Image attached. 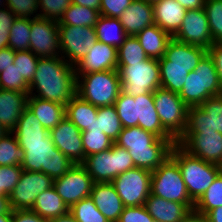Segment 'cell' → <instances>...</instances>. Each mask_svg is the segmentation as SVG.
<instances>
[{"mask_svg": "<svg viewBox=\"0 0 222 222\" xmlns=\"http://www.w3.org/2000/svg\"><path fill=\"white\" fill-rule=\"evenodd\" d=\"M29 95L66 106L76 95L75 67L61 56L39 57Z\"/></svg>", "mask_w": 222, "mask_h": 222, "instance_id": "cell-1", "label": "cell"}, {"mask_svg": "<svg viewBox=\"0 0 222 222\" xmlns=\"http://www.w3.org/2000/svg\"><path fill=\"white\" fill-rule=\"evenodd\" d=\"M114 144L129 151L135 167L154 171L170 157L176 140L162 139L134 126L123 128Z\"/></svg>", "mask_w": 222, "mask_h": 222, "instance_id": "cell-2", "label": "cell"}, {"mask_svg": "<svg viewBox=\"0 0 222 222\" xmlns=\"http://www.w3.org/2000/svg\"><path fill=\"white\" fill-rule=\"evenodd\" d=\"M25 156L21 167L25 171L43 172L53 180L63 176L74 163L61 153L49 134L43 141L18 142Z\"/></svg>", "mask_w": 222, "mask_h": 222, "instance_id": "cell-3", "label": "cell"}, {"mask_svg": "<svg viewBox=\"0 0 222 222\" xmlns=\"http://www.w3.org/2000/svg\"><path fill=\"white\" fill-rule=\"evenodd\" d=\"M170 157L178 164L188 195L196 203L220 174V165L196 158L178 144L172 147Z\"/></svg>", "mask_w": 222, "mask_h": 222, "instance_id": "cell-4", "label": "cell"}, {"mask_svg": "<svg viewBox=\"0 0 222 222\" xmlns=\"http://www.w3.org/2000/svg\"><path fill=\"white\" fill-rule=\"evenodd\" d=\"M121 91L118 70L76 73V94L98 108L114 105Z\"/></svg>", "mask_w": 222, "mask_h": 222, "instance_id": "cell-5", "label": "cell"}, {"mask_svg": "<svg viewBox=\"0 0 222 222\" xmlns=\"http://www.w3.org/2000/svg\"><path fill=\"white\" fill-rule=\"evenodd\" d=\"M222 95V87L212 57L207 53L187 75L179 93L182 101L188 106H200L208 98Z\"/></svg>", "mask_w": 222, "mask_h": 222, "instance_id": "cell-6", "label": "cell"}, {"mask_svg": "<svg viewBox=\"0 0 222 222\" xmlns=\"http://www.w3.org/2000/svg\"><path fill=\"white\" fill-rule=\"evenodd\" d=\"M82 165L94 183L112 182L119 174L135 168L129 151L116 144L110 149L87 156Z\"/></svg>", "mask_w": 222, "mask_h": 222, "instance_id": "cell-7", "label": "cell"}, {"mask_svg": "<svg viewBox=\"0 0 222 222\" xmlns=\"http://www.w3.org/2000/svg\"><path fill=\"white\" fill-rule=\"evenodd\" d=\"M151 194L168 201L185 204L194 210L195 203L190 199L178 164L168 157L151 174Z\"/></svg>", "mask_w": 222, "mask_h": 222, "instance_id": "cell-8", "label": "cell"}, {"mask_svg": "<svg viewBox=\"0 0 222 222\" xmlns=\"http://www.w3.org/2000/svg\"><path fill=\"white\" fill-rule=\"evenodd\" d=\"M122 91L127 95H139L154 92L161 87L160 68L157 59L148 58L141 63L117 65Z\"/></svg>", "mask_w": 222, "mask_h": 222, "instance_id": "cell-9", "label": "cell"}, {"mask_svg": "<svg viewBox=\"0 0 222 222\" xmlns=\"http://www.w3.org/2000/svg\"><path fill=\"white\" fill-rule=\"evenodd\" d=\"M154 105L163 128L177 141L185 132L188 106L178 93L158 88L153 92Z\"/></svg>", "mask_w": 222, "mask_h": 222, "instance_id": "cell-10", "label": "cell"}, {"mask_svg": "<svg viewBox=\"0 0 222 222\" xmlns=\"http://www.w3.org/2000/svg\"><path fill=\"white\" fill-rule=\"evenodd\" d=\"M151 174L144 168H132L119 174L111 183L125 207L142 206L151 194Z\"/></svg>", "mask_w": 222, "mask_h": 222, "instance_id": "cell-11", "label": "cell"}, {"mask_svg": "<svg viewBox=\"0 0 222 222\" xmlns=\"http://www.w3.org/2000/svg\"><path fill=\"white\" fill-rule=\"evenodd\" d=\"M61 57L74 67L97 41L94 27L58 25Z\"/></svg>", "mask_w": 222, "mask_h": 222, "instance_id": "cell-12", "label": "cell"}, {"mask_svg": "<svg viewBox=\"0 0 222 222\" xmlns=\"http://www.w3.org/2000/svg\"><path fill=\"white\" fill-rule=\"evenodd\" d=\"M53 186V179L43 172L23 170L18 183L9 195L12 210H31L37 195Z\"/></svg>", "mask_w": 222, "mask_h": 222, "instance_id": "cell-13", "label": "cell"}, {"mask_svg": "<svg viewBox=\"0 0 222 222\" xmlns=\"http://www.w3.org/2000/svg\"><path fill=\"white\" fill-rule=\"evenodd\" d=\"M93 184V179L82 164H74L63 176L53 180L54 188L68 208L90 197Z\"/></svg>", "mask_w": 222, "mask_h": 222, "instance_id": "cell-14", "label": "cell"}, {"mask_svg": "<svg viewBox=\"0 0 222 222\" xmlns=\"http://www.w3.org/2000/svg\"><path fill=\"white\" fill-rule=\"evenodd\" d=\"M202 132L222 134V95L208 98L200 106L188 107L184 133Z\"/></svg>", "mask_w": 222, "mask_h": 222, "instance_id": "cell-15", "label": "cell"}, {"mask_svg": "<svg viewBox=\"0 0 222 222\" xmlns=\"http://www.w3.org/2000/svg\"><path fill=\"white\" fill-rule=\"evenodd\" d=\"M176 144L196 158L222 165V134L218 132L183 133Z\"/></svg>", "mask_w": 222, "mask_h": 222, "instance_id": "cell-16", "label": "cell"}, {"mask_svg": "<svg viewBox=\"0 0 222 222\" xmlns=\"http://www.w3.org/2000/svg\"><path fill=\"white\" fill-rule=\"evenodd\" d=\"M30 35V51L36 56H61L58 22L43 17L32 18Z\"/></svg>", "mask_w": 222, "mask_h": 222, "instance_id": "cell-17", "label": "cell"}, {"mask_svg": "<svg viewBox=\"0 0 222 222\" xmlns=\"http://www.w3.org/2000/svg\"><path fill=\"white\" fill-rule=\"evenodd\" d=\"M173 38L208 50L213 45V40L205 9L187 10L182 25Z\"/></svg>", "mask_w": 222, "mask_h": 222, "instance_id": "cell-18", "label": "cell"}, {"mask_svg": "<svg viewBox=\"0 0 222 222\" xmlns=\"http://www.w3.org/2000/svg\"><path fill=\"white\" fill-rule=\"evenodd\" d=\"M49 134L56 148L74 164L85 161L82 132L68 118L65 117Z\"/></svg>", "mask_w": 222, "mask_h": 222, "instance_id": "cell-19", "label": "cell"}, {"mask_svg": "<svg viewBox=\"0 0 222 222\" xmlns=\"http://www.w3.org/2000/svg\"><path fill=\"white\" fill-rule=\"evenodd\" d=\"M117 48L96 41L89 52L75 66L76 73L117 70Z\"/></svg>", "mask_w": 222, "mask_h": 222, "instance_id": "cell-20", "label": "cell"}, {"mask_svg": "<svg viewBox=\"0 0 222 222\" xmlns=\"http://www.w3.org/2000/svg\"><path fill=\"white\" fill-rule=\"evenodd\" d=\"M127 36H136L154 24L153 4L144 0H133L118 17Z\"/></svg>", "mask_w": 222, "mask_h": 222, "instance_id": "cell-21", "label": "cell"}, {"mask_svg": "<svg viewBox=\"0 0 222 222\" xmlns=\"http://www.w3.org/2000/svg\"><path fill=\"white\" fill-rule=\"evenodd\" d=\"M29 93L0 89V124L13 132L22 112L27 108Z\"/></svg>", "mask_w": 222, "mask_h": 222, "instance_id": "cell-22", "label": "cell"}, {"mask_svg": "<svg viewBox=\"0 0 222 222\" xmlns=\"http://www.w3.org/2000/svg\"><path fill=\"white\" fill-rule=\"evenodd\" d=\"M90 197L109 222L119 220L125 206L111 182L94 183Z\"/></svg>", "mask_w": 222, "mask_h": 222, "instance_id": "cell-23", "label": "cell"}, {"mask_svg": "<svg viewBox=\"0 0 222 222\" xmlns=\"http://www.w3.org/2000/svg\"><path fill=\"white\" fill-rule=\"evenodd\" d=\"M208 50L188 43H183L172 38L165 51L164 57L168 66L190 67V72L195 69Z\"/></svg>", "mask_w": 222, "mask_h": 222, "instance_id": "cell-24", "label": "cell"}, {"mask_svg": "<svg viewBox=\"0 0 222 222\" xmlns=\"http://www.w3.org/2000/svg\"><path fill=\"white\" fill-rule=\"evenodd\" d=\"M138 126L162 139H174L162 126L154 105L153 92L134 97Z\"/></svg>", "mask_w": 222, "mask_h": 222, "instance_id": "cell-25", "label": "cell"}, {"mask_svg": "<svg viewBox=\"0 0 222 222\" xmlns=\"http://www.w3.org/2000/svg\"><path fill=\"white\" fill-rule=\"evenodd\" d=\"M186 9L176 0H161L153 4L154 24L172 37L180 29Z\"/></svg>", "mask_w": 222, "mask_h": 222, "instance_id": "cell-26", "label": "cell"}, {"mask_svg": "<svg viewBox=\"0 0 222 222\" xmlns=\"http://www.w3.org/2000/svg\"><path fill=\"white\" fill-rule=\"evenodd\" d=\"M144 207L155 222H180L191 210L183 203L150 194Z\"/></svg>", "mask_w": 222, "mask_h": 222, "instance_id": "cell-27", "label": "cell"}, {"mask_svg": "<svg viewBox=\"0 0 222 222\" xmlns=\"http://www.w3.org/2000/svg\"><path fill=\"white\" fill-rule=\"evenodd\" d=\"M27 107L47 130L55 128L66 117V106L29 95Z\"/></svg>", "mask_w": 222, "mask_h": 222, "instance_id": "cell-28", "label": "cell"}, {"mask_svg": "<svg viewBox=\"0 0 222 222\" xmlns=\"http://www.w3.org/2000/svg\"><path fill=\"white\" fill-rule=\"evenodd\" d=\"M136 38L148 58L159 60L165 55L166 47L173 37L158 25L153 24L140 31Z\"/></svg>", "mask_w": 222, "mask_h": 222, "instance_id": "cell-29", "label": "cell"}, {"mask_svg": "<svg viewBox=\"0 0 222 222\" xmlns=\"http://www.w3.org/2000/svg\"><path fill=\"white\" fill-rule=\"evenodd\" d=\"M31 211L37 213L46 220H52L69 212L68 206L64 203L61 196L57 193L54 186L40 193Z\"/></svg>", "mask_w": 222, "mask_h": 222, "instance_id": "cell-30", "label": "cell"}, {"mask_svg": "<svg viewBox=\"0 0 222 222\" xmlns=\"http://www.w3.org/2000/svg\"><path fill=\"white\" fill-rule=\"evenodd\" d=\"M98 107L80 98L77 94L66 105V118L81 131L91 126L97 119Z\"/></svg>", "mask_w": 222, "mask_h": 222, "instance_id": "cell-31", "label": "cell"}, {"mask_svg": "<svg viewBox=\"0 0 222 222\" xmlns=\"http://www.w3.org/2000/svg\"><path fill=\"white\" fill-rule=\"evenodd\" d=\"M18 142L43 141L48 135L49 130L44 128L39 120L27 107L20 116L18 124L13 131Z\"/></svg>", "mask_w": 222, "mask_h": 222, "instance_id": "cell-32", "label": "cell"}, {"mask_svg": "<svg viewBox=\"0 0 222 222\" xmlns=\"http://www.w3.org/2000/svg\"><path fill=\"white\" fill-rule=\"evenodd\" d=\"M97 41L119 48L127 34L118 18L100 16L95 24Z\"/></svg>", "mask_w": 222, "mask_h": 222, "instance_id": "cell-33", "label": "cell"}, {"mask_svg": "<svg viewBox=\"0 0 222 222\" xmlns=\"http://www.w3.org/2000/svg\"><path fill=\"white\" fill-rule=\"evenodd\" d=\"M123 129L121 120L117 115L114 105L99 107L97 119L85 131H103L113 142L118 138Z\"/></svg>", "mask_w": 222, "mask_h": 222, "instance_id": "cell-34", "label": "cell"}, {"mask_svg": "<svg viewBox=\"0 0 222 222\" xmlns=\"http://www.w3.org/2000/svg\"><path fill=\"white\" fill-rule=\"evenodd\" d=\"M161 88L180 93L190 72V67L168 66L163 56L159 60Z\"/></svg>", "mask_w": 222, "mask_h": 222, "instance_id": "cell-35", "label": "cell"}, {"mask_svg": "<svg viewBox=\"0 0 222 222\" xmlns=\"http://www.w3.org/2000/svg\"><path fill=\"white\" fill-rule=\"evenodd\" d=\"M100 16L101 14L98 10L71 3L63 13L58 25L95 27Z\"/></svg>", "mask_w": 222, "mask_h": 222, "instance_id": "cell-36", "label": "cell"}, {"mask_svg": "<svg viewBox=\"0 0 222 222\" xmlns=\"http://www.w3.org/2000/svg\"><path fill=\"white\" fill-rule=\"evenodd\" d=\"M24 156V150L19 146L13 132H8L0 138V166L21 165Z\"/></svg>", "mask_w": 222, "mask_h": 222, "instance_id": "cell-37", "label": "cell"}, {"mask_svg": "<svg viewBox=\"0 0 222 222\" xmlns=\"http://www.w3.org/2000/svg\"><path fill=\"white\" fill-rule=\"evenodd\" d=\"M31 19L17 18L12 24L8 47L14 51L30 50Z\"/></svg>", "mask_w": 222, "mask_h": 222, "instance_id": "cell-38", "label": "cell"}, {"mask_svg": "<svg viewBox=\"0 0 222 222\" xmlns=\"http://www.w3.org/2000/svg\"><path fill=\"white\" fill-rule=\"evenodd\" d=\"M222 206V174L220 173L211 186L198 199L194 205V210L206 215L209 211Z\"/></svg>", "mask_w": 222, "mask_h": 222, "instance_id": "cell-39", "label": "cell"}, {"mask_svg": "<svg viewBox=\"0 0 222 222\" xmlns=\"http://www.w3.org/2000/svg\"><path fill=\"white\" fill-rule=\"evenodd\" d=\"M117 53V65L141 63L148 59L136 36H127Z\"/></svg>", "mask_w": 222, "mask_h": 222, "instance_id": "cell-40", "label": "cell"}, {"mask_svg": "<svg viewBox=\"0 0 222 222\" xmlns=\"http://www.w3.org/2000/svg\"><path fill=\"white\" fill-rule=\"evenodd\" d=\"M114 106L123 128L138 126L136 102L133 96L121 91Z\"/></svg>", "mask_w": 222, "mask_h": 222, "instance_id": "cell-41", "label": "cell"}, {"mask_svg": "<svg viewBox=\"0 0 222 222\" xmlns=\"http://www.w3.org/2000/svg\"><path fill=\"white\" fill-rule=\"evenodd\" d=\"M69 212L79 222H109L97 209L91 197L84 198L69 208Z\"/></svg>", "mask_w": 222, "mask_h": 222, "instance_id": "cell-42", "label": "cell"}, {"mask_svg": "<svg viewBox=\"0 0 222 222\" xmlns=\"http://www.w3.org/2000/svg\"><path fill=\"white\" fill-rule=\"evenodd\" d=\"M204 9L213 44L222 43V0H205Z\"/></svg>", "mask_w": 222, "mask_h": 222, "instance_id": "cell-43", "label": "cell"}, {"mask_svg": "<svg viewBox=\"0 0 222 222\" xmlns=\"http://www.w3.org/2000/svg\"><path fill=\"white\" fill-rule=\"evenodd\" d=\"M82 143L85 157L110 149L114 142L103 131H83Z\"/></svg>", "mask_w": 222, "mask_h": 222, "instance_id": "cell-44", "label": "cell"}, {"mask_svg": "<svg viewBox=\"0 0 222 222\" xmlns=\"http://www.w3.org/2000/svg\"><path fill=\"white\" fill-rule=\"evenodd\" d=\"M39 57L30 50L16 51L14 65L17 66L20 76L30 84L33 81L34 74L37 70Z\"/></svg>", "mask_w": 222, "mask_h": 222, "instance_id": "cell-45", "label": "cell"}, {"mask_svg": "<svg viewBox=\"0 0 222 222\" xmlns=\"http://www.w3.org/2000/svg\"><path fill=\"white\" fill-rule=\"evenodd\" d=\"M0 89L29 93V84L20 76L17 66L11 64L0 73Z\"/></svg>", "mask_w": 222, "mask_h": 222, "instance_id": "cell-46", "label": "cell"}, {"mask_svg": "<svg viewBox=\"0 0 222 222\" xmlns=\"http://www.w3.org/2000/svg\"><path fill=\"white\" fill-rule=\"evenodd\" d=\"M71 0H38L39 17L59 22Z\"/></svg>", "mask_w": 222, "mask_h": 222, "instance_id": "cell-47", "label": "cell"}, {"mask_svg": "<svg viewBox=\"0 0 222 222\" xmlns=\"http://www.w3.org/2000/svg\"><path fill=\"white\" fill-rule=\"evenodd\" d=\"M21 165L0 166V195L9 196L20 179Z\"/></svg>", "mask_w": 222, "mask_h": 222, "instance_id": "cell-48", "label": "cell"}, {"mask_svg": "<svg viewBox=\"0 0 222 222\" xmlns=\"http://www.w3.org/2000/svg\"><path fill=\"white\" fill-rule=\"evenodd\" d=\"M7 7L17 18L39 17L38 0H6Z\"/></svg>", "mask_w": 222, "mask_h": 222, "instance_id": "cell-49", "label": "cell"}, {"mask_svg": "<svg viewBox=\"0 0 222 222\" xmlns=\"http://www.w3.org/2000/svg\"><path fill=\"white\" fill-rule=\"evenodd\" d=\"M117 222H155L144 205L124 207Z\"/></svg>", "mask_w": 222, "mask_h": 222, "instance_id": "cell-50", "label": "cell"}, {"mask_svg": "<svg viewBox=\"0 0 222 222\" xmlns=\"http://www.w3.org/2000/svg\"><path fill=\"white\" fill-rule=\"evenodd\" d=\"M15 19L8 7L0 9V49L8 47L10 29Z\"/></svg>", "mask_w": 222, "mask_h": 222, "instance_id": "cell-51", "label": "cell"}, {"mask_svg": "<svg viewBox=\"0 0 222 222\" xmlns=\"http://www.w3.org/2000/svg\"><path fill=\"white\" fill-rule=\"evenodd\" d=\"M133 0H101L100 14L118 18Z\"/></svg>", "mask_w": 222, "mask_h": 222, "instance_id": "cell-52", "label": "cell"}, {"mask_svg": "<svg viewBox=\"0 0 222 222\" xmlns=\"http://www.w3.org/2000/svg\"><path fill=\"white\" fill-rule=\"evenodd\" d=\"M12 222H49L31 210H12Z\"/></svg>", "mask_w": 222, "mask_h": 222, "instance_id": "cell-53", "label": "cell"}, {"mask_svg": "<svg viewBox=\"0 0 222 222\" xmlns=\"http://www.w3.org/2000/svg\"><path fill=\"white\" fill-rule=\"evenodd\" d=\"M209 55L212 57L215 63L220 84L222 87V43H215L208 49Z\"/></svg>", "mask_w": 222, "mask_h": 222, "instance_id": "cell-54", "label": "cell"}, {"mask_svg": "<svg viewBox=\"0 0 222 222\" xmlns=\"http://www.w3.org/2000/svg\"><path fill=\"white\" fill-rule=\"evenodd\" d=\"M15 53L10 47L0 49V73L14 63Z\"/></svg>", "mask_w": 222, "mask_h": 222, "instance_id": "cell-55", "label": "cell"}, {"mask_svg": "<svg viewBox=\"0 0 222 222\" xmlns=\"http://www.w3.org/2000/svg\"><path fill=\"white\" fill-rule=\"evenodd\" d=\"M186 10L204 8L205 0H176Z\"/></svg>", "mask_w": 222, "mask_h": 222, "instance_id": "cell-56", "label": "cell"}, {"mask_svg": "<svg viewBox=\"0 0 222 222\" xmlns=\"http://www.w3.org/2000/svg\"><path fill=\"white\" fill-rule=\"evenodd\" d=\"M180 222H207L205 215L191 210Z\"/></svg>", "mask_w": 222, "mask_h": 222, "instance_id": "cell-57", "label": "cell"}, {"mask_svg": "<svg viewBox=\"0 0 222 222\" xmlns=\"http://www.w3.org/2000/svg\"><path fill=\"white\" fill-rule=\"evenodd\" d=\"M75 5H81L83 7L93 8L100 11L101 0H71Z\"/></svg>", "mask_w": 222, "mask_h": 222, "instance_id": "cell-58", "label": "cell"}, {"mask_svg": "<svg viewBox=\"0 0 222 222\" xmlns=\"http://www.w3.org/2000/svg\"><path fill=\"white\" fill-rule=\"evenodd\" d=\"M205 217L207 222H222V206L209 211Z\"/></svg>", "mask_w": 222, "mask_h": 222, "instance_id": "cell-59", "label": "cell"}, {"mask_svg": "<svg viewBox=\"0 0 222 222\" xmlns=\"http://www.w3.org/2000/svg\"><path fill=\"white\" fill-rule=\"evenodd\" d=\"M49 222H79L77 221L70 212H68L65 215H61L59 217H56L52 220H49Z\"/></svg>", "mask_w": 222, "mask_h": 222, "instance_id": "cell-60", "label": "cell"}, {"mask_svg": "<svg viewBox=\"0 0 222 222\" xmlns=\"http://www.w3.org/2000/svg\"><path fill=\"white\" fill-rule=\"evenodd\" d=\"M8 197L9 196L0 195V214L6 213L10 209Z\"/></svg>", "mask_w": 222, "mask_h": 222, "instance_id": "cell-61", "label": "cell"}, {"mask_svg": "<svg viewBox=\"0 0 222 222\" xmlns=\"http://www.w3.org/2000/svg\"><path fill=\"white\" fill-rule=\"evenodd\" d=\"M0 222H12V209L0 214Z\"/></svg>", "mask_w": 222, "mask_h": 222, "instance_id": "cell-62", "label": "cell"}, {"mask_svg": "<svg viewBox=\"0 0 222 222\" xmlns=\"http://www.w3.org/2000/svg\"><path fill=\"white\" fill-rule=\"evenodd\" d=\"M7 133V130L0 124V138H2Z\"/></svg>", "mask_w": 222, "mask_h": 222, "instance_id": "cell-63", "label": "cell"}, {"mask_svg": "<svg viewBox=\"0 0 222 222\" xmlns=\"http://www.w3.org/2000/svg\"><path fill=\"white\" fill-rule=\"evenodd\" d=\"M7 7V2L6 0H0V9Z\"/></svg>", "mask_w": 222, "mask_h": 222, "instance_id": "cell-64", "label": "cell"}, {"mask_svg": "<svg viewBox=\"0 0 222 222\" xmlns=\"http://www.w3.org/2000/svg\"><path fill=\"white\" fill-rule=\"evenodd\" d=\"M144 1H146L148 3H151V4H154V3L158 2V1H161V0H144Z\"/></svg>", "mask_w": 222, "mask_h": 222, "instance_id": "cell-65", "label": "cell"}, {"mask_svg": "<svg viewBox=\"0 0 222 222\" xmlns=\"http://www.w3.org/2000/svg\"><path fill=\"white\" fill-rule=\"evenodd\" d=\"M220 173L222 174V165H220Z\"/></svg>", "mask_w": 222, "mask_h": 222, "instance_id": "cell-66", "label": "cell"}]
</instances>
